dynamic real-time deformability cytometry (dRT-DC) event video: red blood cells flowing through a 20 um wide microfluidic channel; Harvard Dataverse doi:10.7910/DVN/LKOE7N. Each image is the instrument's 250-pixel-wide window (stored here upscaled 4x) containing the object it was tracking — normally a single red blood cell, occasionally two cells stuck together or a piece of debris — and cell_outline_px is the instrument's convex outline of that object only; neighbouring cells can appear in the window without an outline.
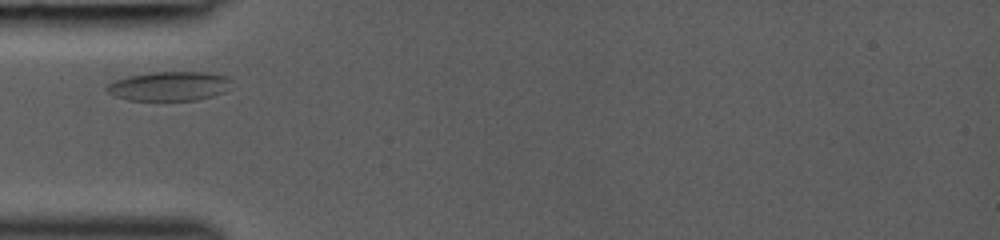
{"species": "common noctule bat (a hibernating species)", "species_latin": "Nyctalus noctula", "temperature_condition": "room temperature", "stored_images_in_passage": 26, "camera_frame_rate_fps": 3000, "um_per_image_px": 0.085, "animal": {"sex": "female", "body_mass_g": 19.0, "forearm_length_mm": 53.3}, "frame": {"image": 1, "passage_image": 1, "time_ms": 0.0, "image_size_px": [1000, 240], "cell_outline_px": [[232, 80], [228, 88], [224, 92], [212, 96], [196, 100], [128, 100], [116, 96], [108, 92], [108, 84], [116, 80], [128, 76], [152, 72], [208, 72], [228, 76]], "centroid_in_image_um": [14.44, 7.31], "position_along_channel_um": 70.6, "area_um2": 21.15}}
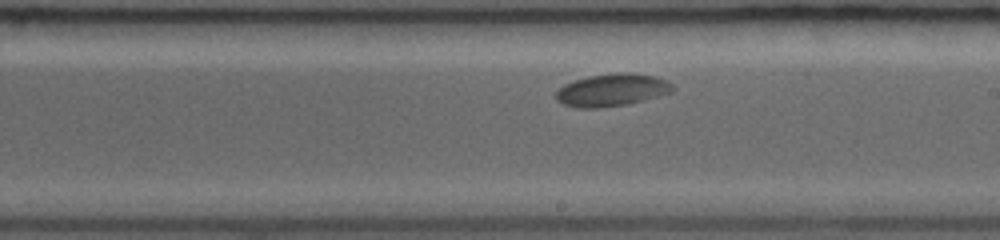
{"frame": {"image": 2, "passage_image": 13, "time_ms": 4.0, "image_size_px": [1000, 240], "cell_outline_px": [[672, 92], [628, 104], [600, 108], [576, 108], [564, 104], [556, 100], [556, 92], [564, 84], [588, 76], [620, 72], [628, 72], [656, 76], [672, 84]], "centroid_in_image_um": [51.99, 7.65], "position_along_channel_um": 237.0, "area_um2": 21.96}}
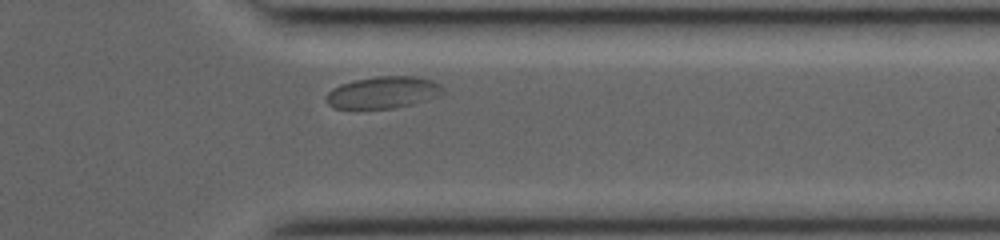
{"frame": {"image": 3, "passage_image": 23, "time_ms": 7.333, "image_size_px": [1000, 240], "cell_outline_px": [[444, 92], [440, 96], [428, 100], [396, 108], [352, 112], [332, 108], [328, 104], [328, 92], [332, 88], [340, 84], [352, 80], [376, 76], [416, 76], [432, 80], [440, 84], [444, 88]], "centroid_in_image_um": [32.53, 7.9], "position_along_channel_um": 378.9, "area_um2": 22.77}}